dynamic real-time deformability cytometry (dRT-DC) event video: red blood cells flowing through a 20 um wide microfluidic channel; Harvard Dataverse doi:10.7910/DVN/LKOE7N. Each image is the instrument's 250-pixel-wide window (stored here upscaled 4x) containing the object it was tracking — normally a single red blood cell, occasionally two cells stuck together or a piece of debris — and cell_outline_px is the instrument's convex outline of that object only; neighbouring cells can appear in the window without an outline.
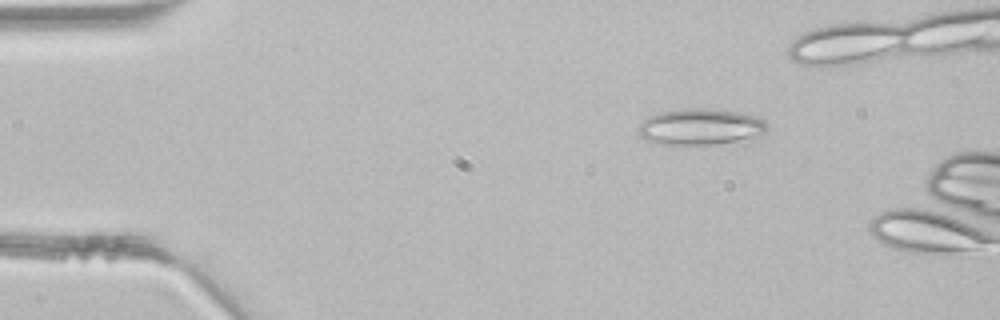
{"species": "common noctule bat (a hibernating species)", "species_latin": "Nyctalus noctula", "temperature_condition": "room temperature", "stored_images_in_passage": 10, "camera_frame_rate_fps": 3000, "um_per_image_px": 0.085, "animal": {"sex": "male", "body_mass_g": 21.5, "forearm_length_mm": 52.0}, "frame": {"image": 1, "passage_image": 6, "time_ms": 1.667, "image_size_px": [1000, 320], "cell_outline_px": [[768, 128], [764, 132], [752, 136], [736, 140], [712, 144], [660, 144], [648, 140], [640, 136], [636, 132], [640, 124], [648, 116], [660, 112], [680, 108], [712, 108], [736, 112], [752, 116], [764, 120], [768, 124]], "centroid_in_image_um": [59.46, 10.75], "position_along_channel_um": 25.5, "area_um2": 26.82}}